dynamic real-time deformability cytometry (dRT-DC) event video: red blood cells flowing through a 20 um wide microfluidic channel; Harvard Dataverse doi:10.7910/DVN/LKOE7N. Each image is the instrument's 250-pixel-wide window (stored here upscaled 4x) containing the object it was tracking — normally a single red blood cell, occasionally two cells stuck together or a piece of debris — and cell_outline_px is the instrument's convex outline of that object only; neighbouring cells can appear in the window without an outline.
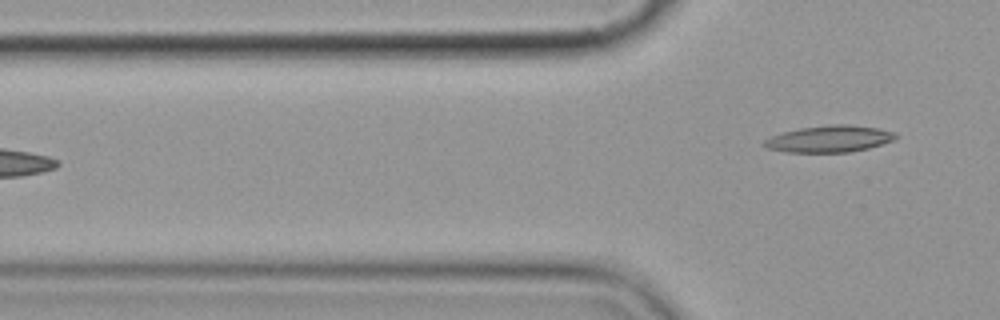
{"species": "common noctule bat (a hibernating species)", "species_latin": "Nyctalus noctula", "temperature_condition": "cold", "stored_images_in_passage": 7, "camera_frame_rate_fps": 3000, "um_per_image_px": 0.085, "animal": {"sex": "female", "body_mass_g": 19.9}, "frame": {"image": 1, "passage_image": 7, "time_ms": 7.0, "image_size_px": [1000, 320], "cell_outline_px": [[896, 140], [868, 148], [852, 152], [784, 152], [768, 148], [760, 144], [764, 140], [772, 136], [784, 132], [800, 128], [828, 124], [848, 124], [880, 128], [896, 132]], "centroid_in_image_um": [70.52, 11.8], "position_along_channel_um": 55.3, "area_um2": 20.63}}